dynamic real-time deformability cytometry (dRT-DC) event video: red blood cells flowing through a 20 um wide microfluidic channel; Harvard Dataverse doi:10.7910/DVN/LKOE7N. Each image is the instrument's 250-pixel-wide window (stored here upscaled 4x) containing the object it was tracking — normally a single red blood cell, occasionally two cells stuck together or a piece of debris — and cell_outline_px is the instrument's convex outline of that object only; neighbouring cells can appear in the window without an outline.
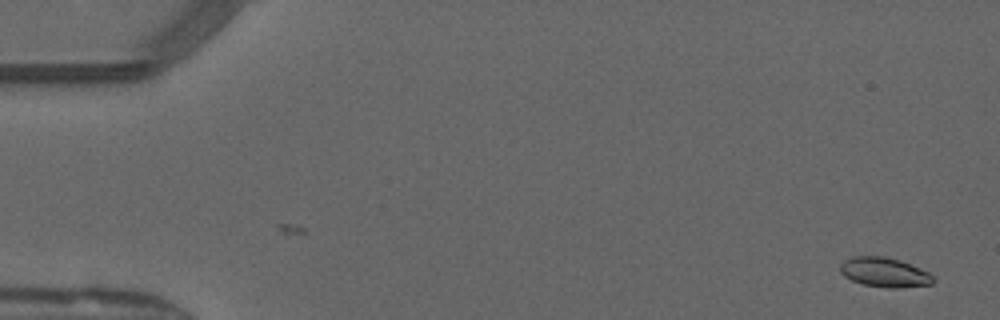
{"species": "common noctule bat (a hibernating species)", "species_latin": "Nyctalus noctula", "temperature_condition": "warm", "stored_images_in_passage": 51, "camera_frame_rate_fps": 3000, "um_per_image_px": 0.085, "animal": {"sex": "male", "forearm_length_mm": 52.5}, "frame": {"image": 1, "passage_image": 2, "time_ms": 0.333, "image_size_px": [1000, 320], "cell_outline_px": [[936, 280], [932, 284], [896, 288], [892, 288], [864, 284], [852, 280], [844, 276], [840, 272], [840, 264], [844, 260], [852, 256], [884, 256], [900, 260], [928, 272]], "centroid_in_image_um": [75.16, 23.13], "position_along_channel_um": 9.8, "area_um2": 15.9}}
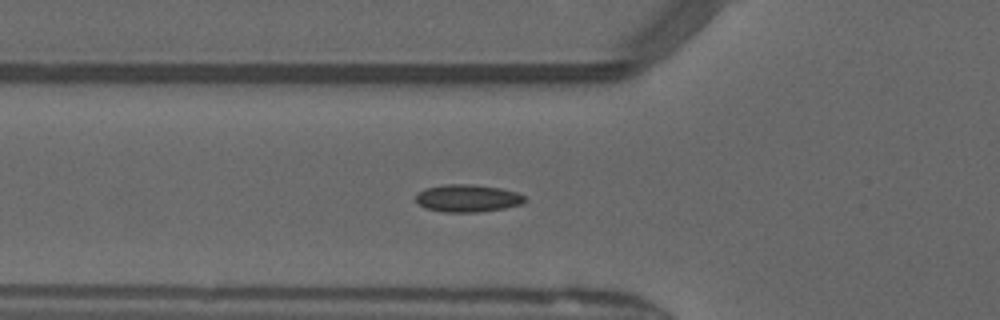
{"frame": {"image": 2, "passage_image": 18, "time_ms": 5.667, "image_size_px": [1000, 320], "cell_outline_px": [[528, 200], [520, 204], [504, 208], [476, 212], [444, 212], [424, 208], [416, 200], [416, 192], [424, 188], [444, 184], [472, 184], [500, 188], [516, 192], [524, 196]], "centroid_in_image_um": [39.71, 16.84], "position_along_channel_um": 86.1, "area_um2": 17.51}}
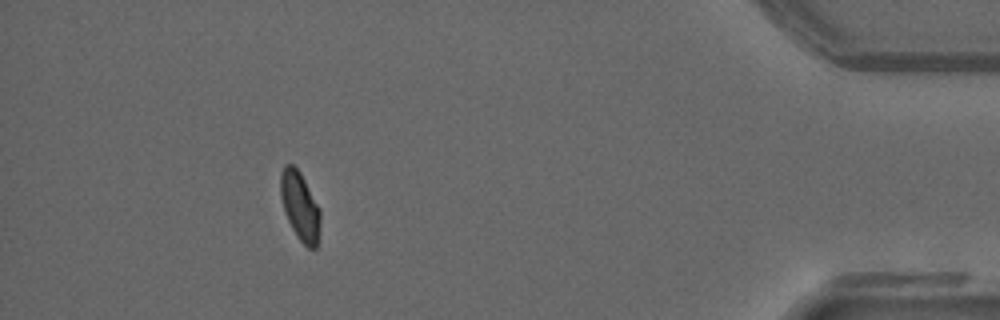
{"frame": {"image": 3, "passage_image": 46, "time_ms": 15.0, "image_size_px": [1000, 320], "cell_outline_px": [[320, 220], [316, 248], [308, 248], [300, 240], [292, 228], [284, 212], [280, 196], [280, 172], [284, 164], [292, 164], [300, 172], [320, 208]], "centroid_in_image_um": [25.47, 17.48], "position_along_channel_um": 409.7, "area_um2": 15.84}, "authors_computed_cell_mechanics": {"area_um2": 16.2418, "velocity_mm_per_s": 4.0751, "shape_relaxation_time_tau1_ms": 9.38, "shape_relaxation_time_tau2_ms": 1.0141, "deformation_change_tau1": 0.2014, "deformation_change_tau2": 0.0675}}